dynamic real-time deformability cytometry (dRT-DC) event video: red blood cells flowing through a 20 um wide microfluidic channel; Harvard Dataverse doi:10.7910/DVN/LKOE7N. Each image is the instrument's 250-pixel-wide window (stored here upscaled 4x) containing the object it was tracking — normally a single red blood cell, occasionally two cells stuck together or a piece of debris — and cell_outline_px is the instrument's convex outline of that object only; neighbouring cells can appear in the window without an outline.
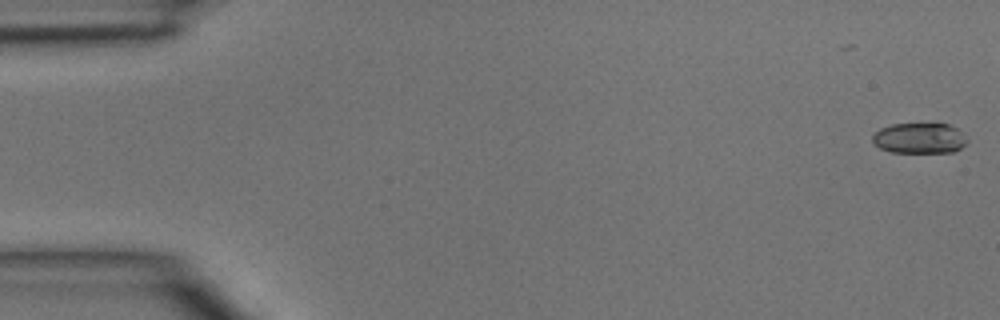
{"species": "common noctule bat (a hibernating species)", "species_latin": "Nyctalus noctula", "temperature_condition": "room temperature", "stored_images_in_passage": 43, "camera_frame_rate_fps": 3000, "um_per_image_px": 0.085, "animal": {"sex": "male", "body_mass_g": 15.6}, "frame": {"image": 1, "passage_image": 1, "time_ms": 0.0, "image_size_px": [1000, 320], "cell_outline_px": [[968, 140], [960, 148], [952, 152], [892, 152], [880, 148], [872, 140], [872, 136], [880, 128], [892, 124], [948, 124], [956, 128]], "centroid_in_image_um": [78.14, 11.74], "position_along_channel_um": 6.9, "area_um2": 16.59}}
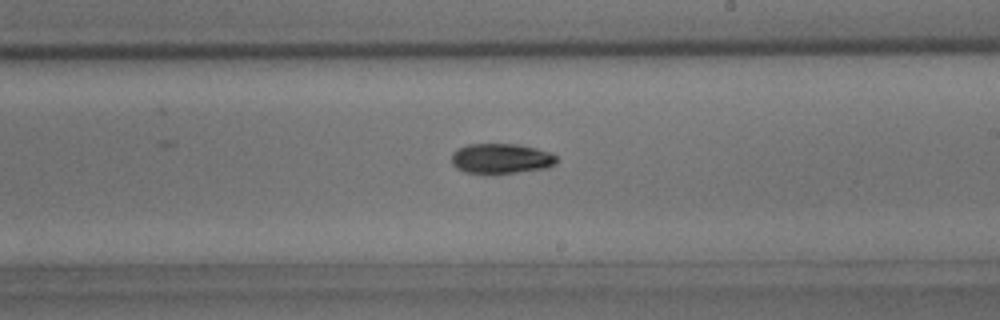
{"frame": {"image": 2, "passage_image": 27, "time_ms": 8.667, "image_size_px": [1000, 320], "cell_outline_px": [[556, 164], [548, 168], [516, 172], [464, 172], [456, 168], [452, 164], [452, 152], [456, 148], [468, 144], [516, 144], [536, 148], [552, 152], [556, 156]], "centroid_in_image_um": [42.6, 13.45], "position_along_channel_um": 246.4, "area_um2": 18.32}}
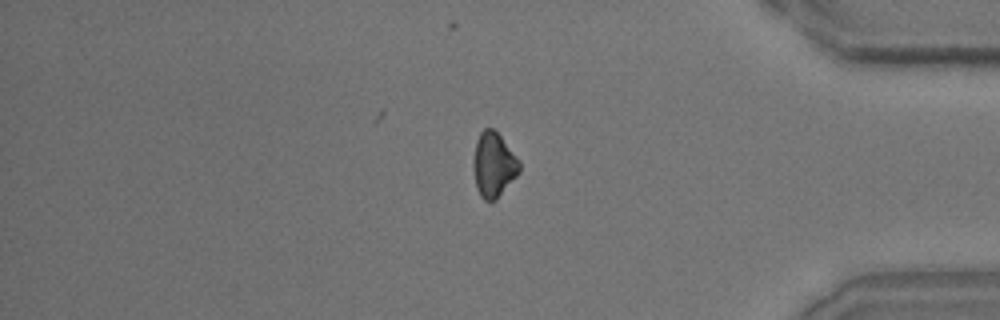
{"frame": {"image": 3, "passage_image": 39, "time_ms": 12.667, "image_size_px": [1000, 320], "cell_outline_px": [[520, 172], [496, 200], [484, 200], [480, 196], [476, 188], [472, 168], [472, 160], [476, 140], [480, 132], [484, 128], [492, 128], [500, 136], [520, 160]], "centroid_in_image_um": [41.93, 14.01], "position_along_channel_um": 393.3, "area_um2": 17.57}}